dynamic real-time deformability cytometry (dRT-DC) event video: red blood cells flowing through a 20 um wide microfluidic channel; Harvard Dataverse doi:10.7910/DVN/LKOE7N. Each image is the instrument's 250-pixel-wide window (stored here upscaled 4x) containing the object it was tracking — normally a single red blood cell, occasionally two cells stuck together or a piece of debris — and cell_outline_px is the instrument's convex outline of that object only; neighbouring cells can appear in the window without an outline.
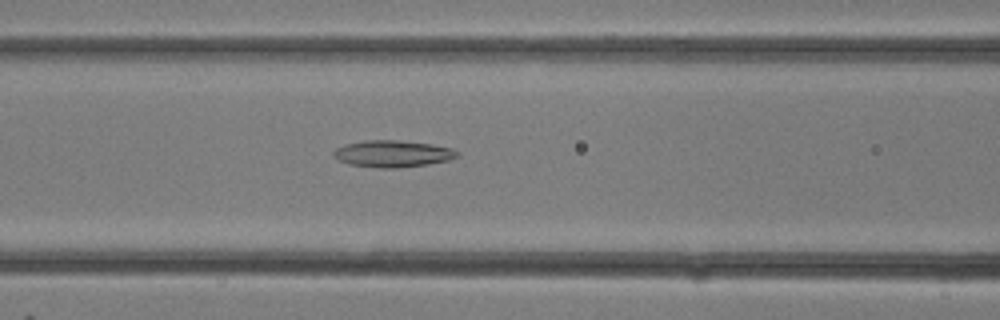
{"species": "common noctule bat (a hibernating species)", "species_latin": "Nyctalus noctula", "temperature_condition": "room temperature", "stored_images_in_passage": 30, "camera_frame_rate_fps": 3000, "um_per_image_px": 0.085, "animal": {"sex": "female"}, "frame": {"image": 1, "passage_image": 12, "time_ms": 3.667, "image_size_px": [1000, 320], "cell_outline_px": [[460, 156], [448, 160], [428, 164], [396, 168], [380, 168], [348, 164], [336, 160], [332, 156], [332, 152], [336, 148], [344, 144], [364, 140], [400, 140], [432, 144], [452, 148], [460, 152]], "centroid_in_image_um": [33.35, 13.06], "position_along_channel_um": 133.2, "area_um2": 19.59}}
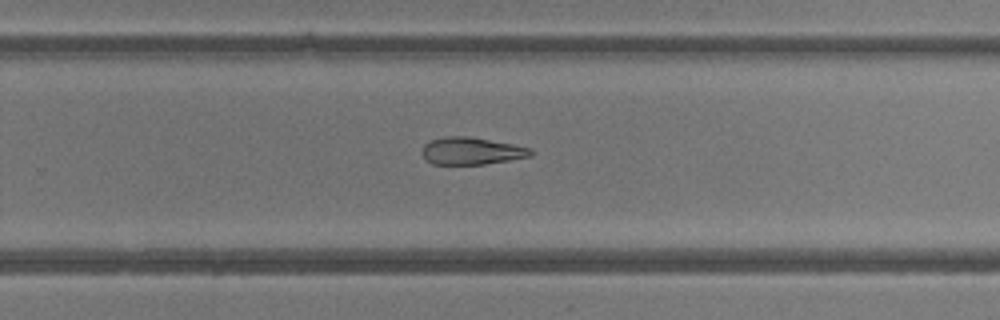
{"frame": {"image": 2, "passage_image": 19, "time_ms": 6.0, "image_size_px": [1000, 320], "cell_outline_px": [[532, 156], [484, 164], [432, 164], [424, 160], [424, 144], [432, 140], [444, 136], [468, 136], [512, 144], [532, 148]], "centroid_in_image_um": [40.08, 12.83], "position_along_channel_um": 289.7, "area_um2": 17.11}}
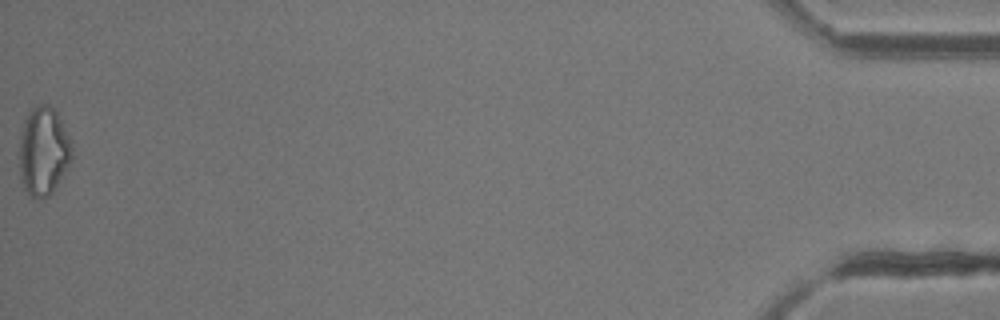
{"frame": {"image": 3, "passage_image": 30, "time_ms": 9.667, "image_size_px": [1000, 320], "cell_outline_px": [[72, 160], [52, 192], [48, 196], [32, 196], [24, 188], [20, 180], [20, 132], [28, 108], [40, 104], [48, 104], [56, 112], [72, 140]], "centroid_in_image_um": [3.69, 12.79], "position_along_channel_um": 431.5, "area_um2": 27.17}}